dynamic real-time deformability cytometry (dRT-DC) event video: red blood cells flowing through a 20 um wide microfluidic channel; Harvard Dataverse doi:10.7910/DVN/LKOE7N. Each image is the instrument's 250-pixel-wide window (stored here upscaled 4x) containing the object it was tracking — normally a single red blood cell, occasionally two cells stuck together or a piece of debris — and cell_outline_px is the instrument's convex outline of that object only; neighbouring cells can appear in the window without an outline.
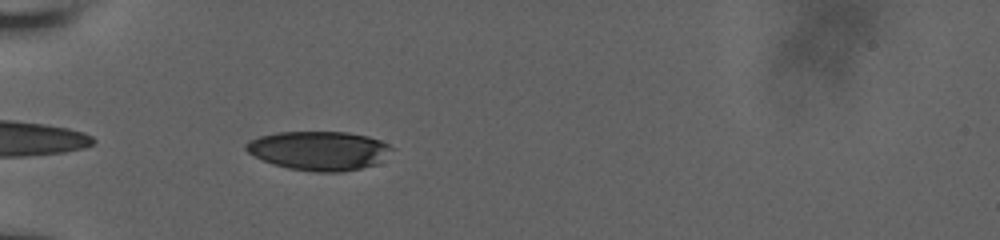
{"species": "human", "species_latin": "Homo sapiens", "temperature_condition": "room temperature", "stored_images_in_passage": 32, "camera_frame_rate_fps": 3000, "um_per_image_px": 0.085, "donor": {"sex": "male"}, "frame": {"image": 1, "passage_image": 2, "time_ms": 0.333, "image_size_px": [1000, 240], "cell_outline_px": [[392, 148], [376, 164], [360, 168], [340, 172], [316, 172], [288, 168], [272, 164], [248, 152], [244, 148], [244, 144], [248, 140], [260, 136], [276, 132], [348, 132], [368, 136], [380, 140], [388, 144]], "centroid_in_image_um": [27.06, 12.8], "position_along_channel_um": 57.9, "area_um2": 32.95}}
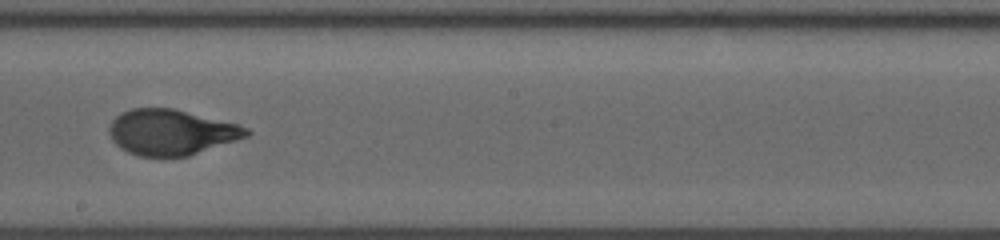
{"frame": {"image": 2, "passage_image": 17, "time_ms": 5.333, "image_size_px": [1000, 240], "cell_outline_px": [[252, 132], [248, 136], [188, 156], [140, 156], [128, 152], [120, 148], [112, 140], [108, 132], [108, 128], [112, 120], [120, 112], [132, 108], [172, 108], [236, 124], [248, 128]], "centroid_in_image_um": [14.51, 11.23], "position_along_channel_um": 233.7, "area_um2": 36.18}}
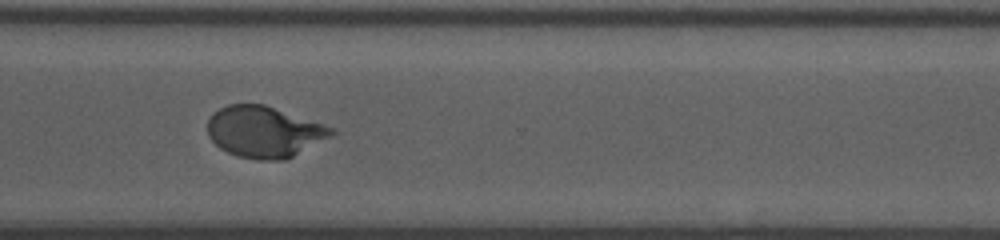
{"frame": {"image": 3, "passage_image": 26, "time_ms": 8.333, "image_size_px": [1000, 240], "cell_outline_px": [[336, 132], [332, 136], [284, 160], [256, 160], [236, 156], [220, 148], [208, 136], [208, 120], [212, 112], [228, 104], [264, 104], [332, 128]], "centroid_in_image_um": [22.41, 11.21], "position_along_channel_um": 348.2, "area_um2": 36.65}, "authors_computed_cell_mechanics": {"area_um2": 36.5007, "velocity_mm_per_s": 3.8294, "shape_relaxation_time_tau1_ms": 5.3342, "shape_relaxation_time_tau2_ms": null, "deformation_change_tau1": 0.2174, "deformation_change_tau2": null}}